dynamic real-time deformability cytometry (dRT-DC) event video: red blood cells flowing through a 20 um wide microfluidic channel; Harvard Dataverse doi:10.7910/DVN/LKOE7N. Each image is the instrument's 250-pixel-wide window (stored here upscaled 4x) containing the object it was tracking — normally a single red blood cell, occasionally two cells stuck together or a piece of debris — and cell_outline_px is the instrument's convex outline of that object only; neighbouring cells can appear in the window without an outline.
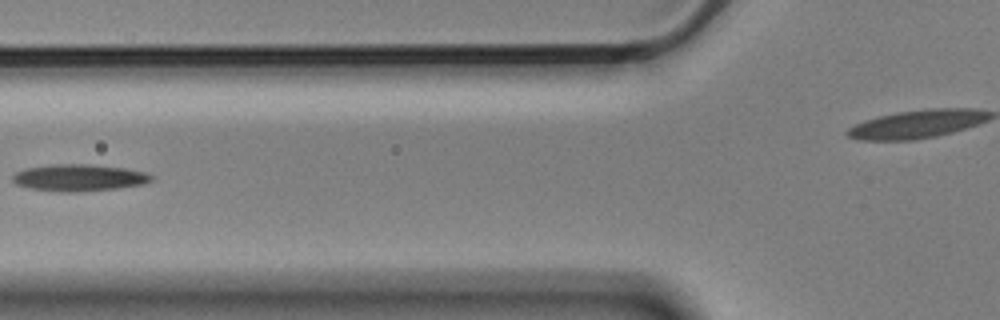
{"species": "Egyptian fruit bat (a non-hibernating species)", "species_latin": "Rousettus aegyptiacus", "temperature_condition": "cold", "stored_images_in_passage": 10, "camera_frame_rate_fps": 3000, "um_per_image_px": 0.085, "animal": {"sex": "male"}, "frame": {"image": 1, "passage_image": 4, "time_ms": 1.0, "image_size_px": [1000, 320], "cell_outline_px": [[152, 180], [144, 184], [116, 188], [80, 192], [60, 192], [28, 188], [16, 184], [12, 180], [12, 176], [16, 172], [28, 168], [52, 164], [88, 164], [124, 168], [144, 172], [152, 176]], "centroid_in_image_um": [6.69, 15.11], "position_along_channel_um": 119.1, "area_um2": 21.62}}
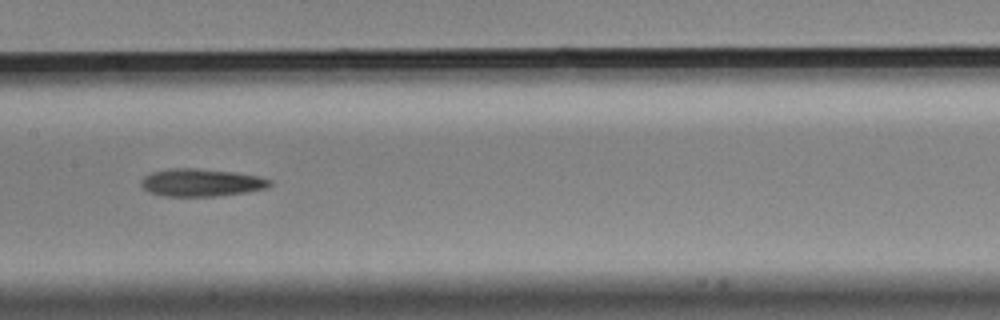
{"frame": {"image": 2, "passage_image": 6, "time_ms": 1.667, "image_size_px": [1000, 320], "cell_outline_px": [[272, 184], [268, 188], [248, 192], [216, 196], [164, 196], [148, 192], [140, 184], [140, 180], [144, 176], [152, 172], [172, 168], [196, 168], [232, 172], [260, 176], [272, 180]], "centroid_in_image_um": [17.12, 15.52], "position_along_channel_um": 190.3, "area_um2": 20.87}}
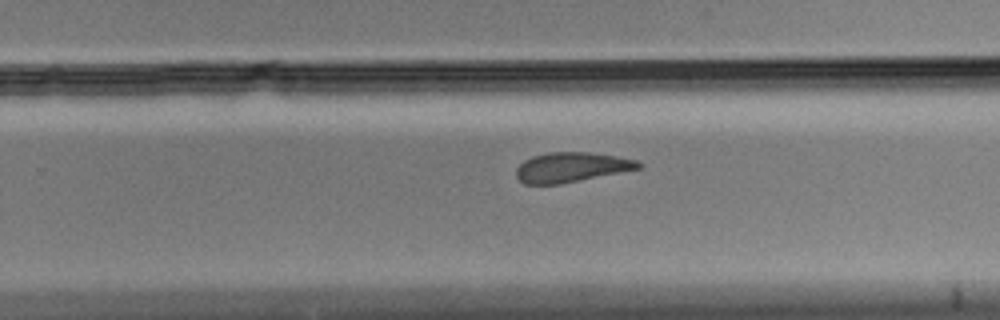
{"frame": {"image": 3, "passage_image": 9, "time_ms": 2.667, "image_size_px": [1000, 320], "cell_outline_px": [[644, 164], [640, 168], [560, 184], [524, 184], [516, 176], [516, 168], [524, 160], [532, 156], [548, 152], [588, 152], [616, 156], [636, 160]], "centroid_in_image_um": [48.54, 14.21], "position_along_channel_um": 281.3, "area_um2": 21.1}}